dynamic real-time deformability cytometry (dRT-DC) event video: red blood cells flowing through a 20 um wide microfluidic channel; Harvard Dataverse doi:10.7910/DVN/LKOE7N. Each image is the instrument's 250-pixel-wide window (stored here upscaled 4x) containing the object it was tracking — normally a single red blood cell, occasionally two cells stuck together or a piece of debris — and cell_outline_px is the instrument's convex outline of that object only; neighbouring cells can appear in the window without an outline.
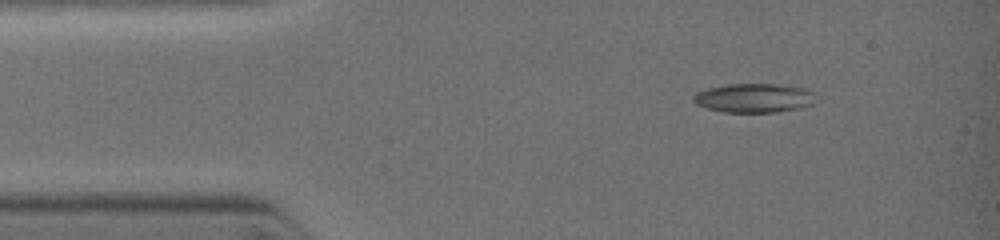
{"species": "common noctule bat (a hibernating species)", "species_latin": "Nyctalus noctula", "temperature_condition": "warm", "stored_images_in_passage": 7, "camera_frame_rate_fps": 3000, "um_per_image_px": 0.085, "animal": {"sex": "female", "body_mass_g": 19.0, "forearm_length_mm": 51.5}, "frame": {"image": 1, "passage_image": 2, "time_ms": 0.667, "image_size_px": [1000, 240], "cell_outline_px": [[812, 104], [800, 108], [776, 112], [724, 112], [708, 108], [696, 104], [692, 100], [692, 96], [696, 92], [708, 88], [728, 84], [776, 84], [804, 88], [812, 92]], "centroid_in_image_um": [64.03, 8.33], "position_along_channel_um": 21.0, "area_um2": 20.52}}
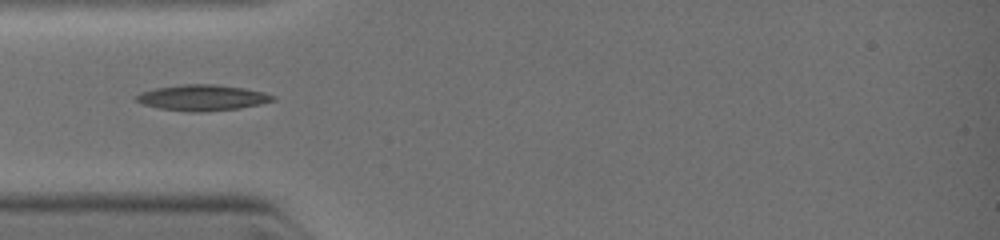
{"frame": {"image": 2, "passage_image": 6, "time_ms": 2.667, "image_size_px": [1000, 240], "cell_outline_px": [[276, 100], [260, 104], [240, 108], [200, 112], [188, 112], [160, 108], [140, 104], [136, 100], [136, 96], [144, 92], [156, 88], [184, 84], [212, 84], [244, 88], [276, 96]], "centroid_in_image_um": [17.21, 8.31], "position_along_channel_um": 67.8, "area_um2": 20.35}}